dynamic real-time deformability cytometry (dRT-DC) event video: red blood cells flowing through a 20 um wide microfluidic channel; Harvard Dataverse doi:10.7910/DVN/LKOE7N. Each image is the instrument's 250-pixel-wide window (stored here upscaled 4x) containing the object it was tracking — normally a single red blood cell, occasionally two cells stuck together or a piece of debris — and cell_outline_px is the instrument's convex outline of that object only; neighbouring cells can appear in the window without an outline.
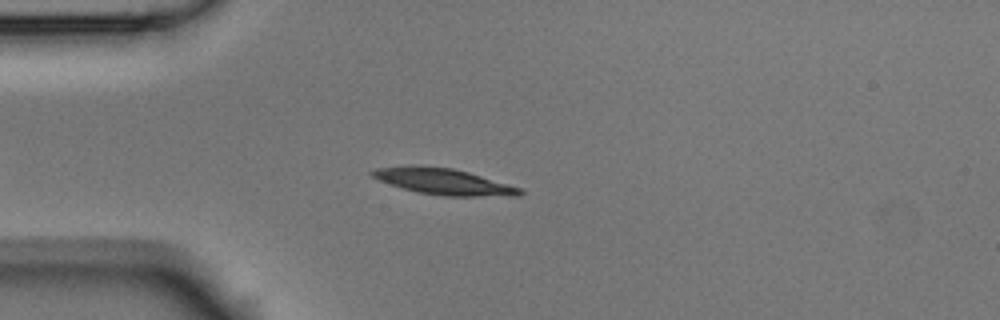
{"species": "Egyptian fruit bat (a non-hibernating species)", "species_latin": "Rousettus aegyptiacus", "temperature_condition": "room temperature", "stored_images_in_passage": 4, "camera_frame_rate_fps": 3000, "um_per_image_px": 0.085, "animal": {"sex": "male"}, "frame": {"image": 1, "passage_image": 4, "time_ms": 1.0, "image_size_px": [1000, 320], "cell_outline_px": [[524, 192], [520, 196], [444, 196], [416, 192], [380, 180], [372, 176], [368, 172], [376, 168], [452, 168], [468, 172], [520, 188]], "centroid_in_image_um": [37.8, 15.48], "position_along_channel_um": 47.2, "area_um2": 21.33}}